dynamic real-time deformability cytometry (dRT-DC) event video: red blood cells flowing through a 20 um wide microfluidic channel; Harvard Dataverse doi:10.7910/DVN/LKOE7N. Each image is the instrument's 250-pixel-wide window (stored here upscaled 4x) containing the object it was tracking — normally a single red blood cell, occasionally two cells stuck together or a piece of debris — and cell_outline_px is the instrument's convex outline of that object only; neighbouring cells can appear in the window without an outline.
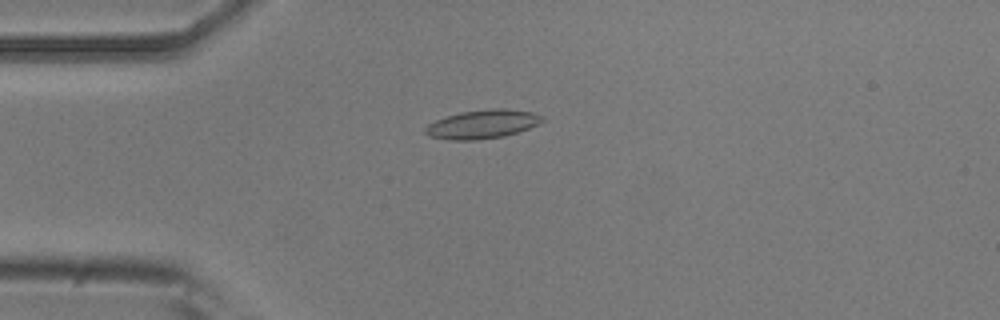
{"species": "common noctule bat (a hibernating species)", "species_latin": "Nyctalus noctula", "temperature_condition": "room temperature", "stored_images_in_passage": 53, "camera_frame_rate_fps": 3000, "um_per_image_px": 0.085, "animal": {"sex": "male", "body_mass_g": 20.5, "forearm_length_mm": 52.5}, "frame": {"image": 1, "passage_image": 13, "time_ms": 4.0, "image_size_px": [1000, 320], "cell_outline_px": [[544, 120], [528, 128], [504, 136], [476, 140], [452, 140], [428, 136], [424, 132], [424, 128], [428, 124], [436, 120], [460, 112], [492, 108], [508, 108], [532, 112], [544, 116]], "centroid_in_image_um": [41.0, 10.55], "position_along_channel_um": 44.0, "area_um2": 19.54}}
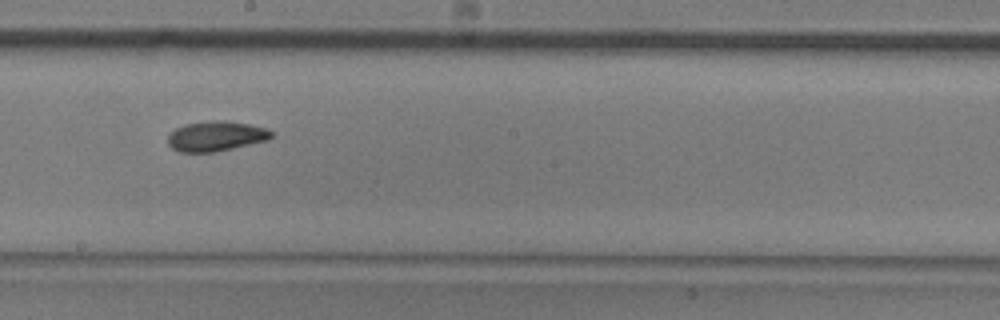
{"frame": {"image": 2, "passage_image": 29, "time_ms": 9.333, "image_size_px": [1000, 320], "cell_outline_px": [[272, 136], [268, 140], [216, 152], [180, 152], [172, 148], [168, 144], [168, 136], [176, 128], [184, 124], [212, 120], [224, 120], [248, 124], [268, 128], [272, 132]], "centroid_in_image_um": [18.36, 11.57], "position_along_channel_um": 229.8, "area_um2": 18.15}}
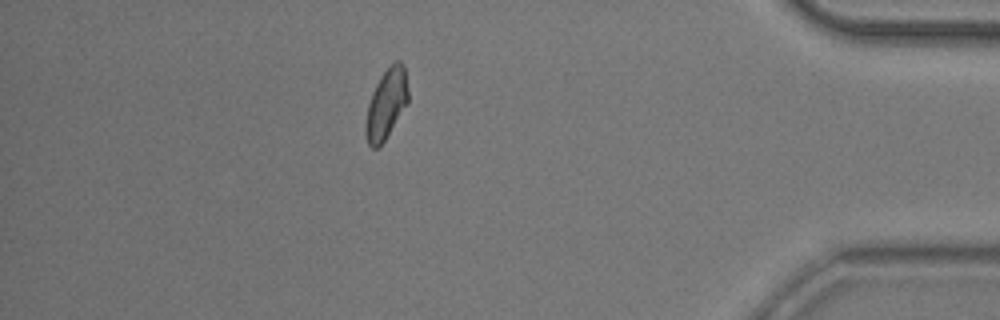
{"frame": {"image": 3, "passage_image": 46, "time_ms": 15.0, "image_size_px": [1000, 320], "cell_outline_px": [[408, 104], [380, 148], [372, 148], [368, 144], [364, 132], [364, 128], [368, 104], [372, 92], [380, 76], [396, 60], [400, 60], [404, 64], [408, 88]], "centroid_in_image_um": [32.84, 8.87], "position_along_channel_um": 402.4, "area_um2": 17.63}, "authors_computed_cell_mechanics": {"area_um2": 17.7446, "velocity_mm_per_s": 3.8013, "shape_relaxation_time_tau1_ms": 3.9702, "shape_relaxation_time_tau2_ms": 4.1401, "deformation_change_tau1": 0.1185, "deformation_change_tau2": 0.0931}}